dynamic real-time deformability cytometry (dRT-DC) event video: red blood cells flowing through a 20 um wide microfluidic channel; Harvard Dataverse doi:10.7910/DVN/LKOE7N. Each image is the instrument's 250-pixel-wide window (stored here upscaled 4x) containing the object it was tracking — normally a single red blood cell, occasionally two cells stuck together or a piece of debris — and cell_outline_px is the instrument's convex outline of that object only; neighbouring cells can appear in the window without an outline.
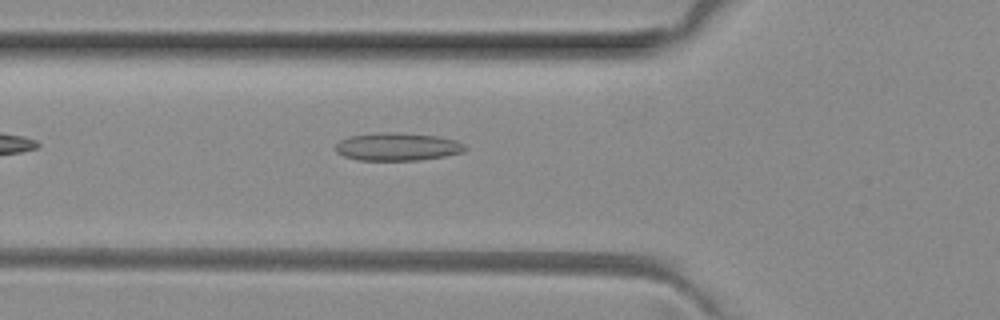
{"species": "common noctule bat (a hibernating species)", "species_latin": "Nyctalus noctula", "temperature_condition": "room temperature", "stored_images_in_passage": 35, "camera_frame_rate_fps": 3000, "um_per_image_px": 0.085, "animal": {"sex": "female", "body_mass_g": 29.2, "forearm_length_mm": 56.3}, "frame": {"image": 1, "passage_image": 2, "time_ms": 0.333, "image_size_px": [1000, 320], "cell_outline_px": [[468, 148], [464, 152], [444, 156], [420, 160], [360, 160], [344, 156], [336, 152], [336, 144], [340, 140], [348, 136], [380, 132], [400, 132], [440, 136], [456, 140], [464, 144]], "centroid_in_image_um": [33.81, 12.46], "position_along_channel_um": 92.0, "area_um2": 21.27}}
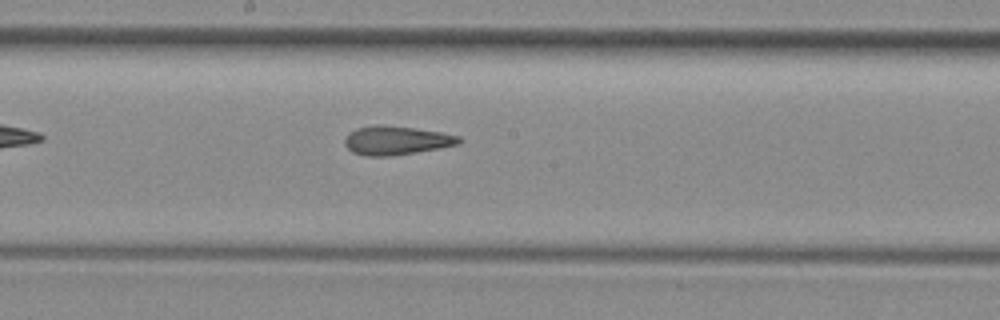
{"frame": {"image": 2, "passage_image": 11, "time_ms": 3.333, "image_size_px": [1000, 320], "cell_outline_px": [[464, 140], [460, 144], [440, 148], [392, 156], [364, 156], [352, 152], [344, 144], [344, 136], [348, 132], [356, 128], [376, 124], [384, 124], [416, 128], [440, 132], [460, 136]], "centroid_in_image_um": [33.67, 11.92], "position_along_channel_um": 214.5, "area_um2": 19.59}}
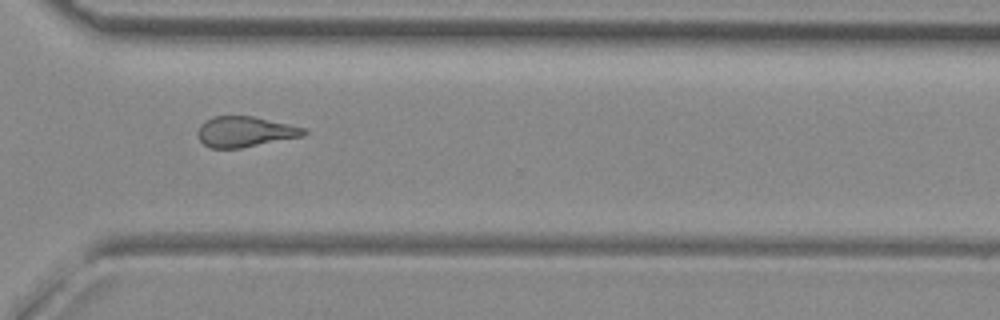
{"frame": {"image": 3, "passage_image": 21, "time_ms": 6.667, "image_size_px": [1000, 320], "cell_outline_px": [[308, 132], [304, 136], [240, 148], [212, 148], [204, 144], [196, 136], [196, 132], [200, 124], [216, 116], [252, 116], [288, 124], [304, 128]], "centroid_in_image_um": [20.81, 11.2], "position_along_channel_um": 349.8, "area_um2": 18.73}}